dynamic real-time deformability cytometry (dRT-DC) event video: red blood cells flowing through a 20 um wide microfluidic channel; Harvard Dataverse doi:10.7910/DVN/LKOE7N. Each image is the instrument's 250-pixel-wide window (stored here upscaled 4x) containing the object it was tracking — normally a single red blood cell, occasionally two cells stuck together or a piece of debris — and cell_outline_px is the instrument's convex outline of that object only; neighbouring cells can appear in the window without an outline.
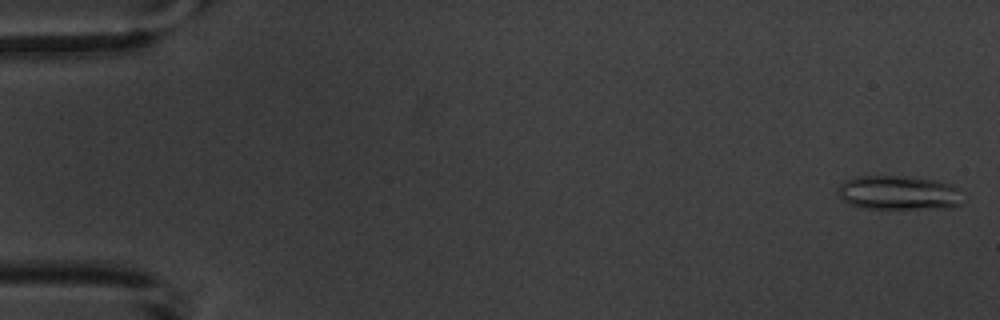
{"species": "common noctule bat (a hibernating species)", "species_latin": "Nyctalus noctula", "temperature_condition": "warm", "stored_images_in_passage": 5, "camera_frame_rate_fps": 3000, "um_per_image_px": 0.085, "animal": {"sex": "male", "body_mass_g": 20.1, "forearm_length_mm": 53.5}, "frame": {"image": 1, "passage_image": 1, "time_ms": 0.0, "image_size_px": [1000, 320], "cell_outline_px": [[960, 204], [952, 208], [864, 208], [848, 204], [836, 192], [840, 184], [844, 180], [856, 176], [908, 176], [936, 180], [952, 184], [960, 188]], "centroid_in_image_um": [76.38, 16.37], "position_along_channel_um": 8.6, "area_um2": 25.09}}